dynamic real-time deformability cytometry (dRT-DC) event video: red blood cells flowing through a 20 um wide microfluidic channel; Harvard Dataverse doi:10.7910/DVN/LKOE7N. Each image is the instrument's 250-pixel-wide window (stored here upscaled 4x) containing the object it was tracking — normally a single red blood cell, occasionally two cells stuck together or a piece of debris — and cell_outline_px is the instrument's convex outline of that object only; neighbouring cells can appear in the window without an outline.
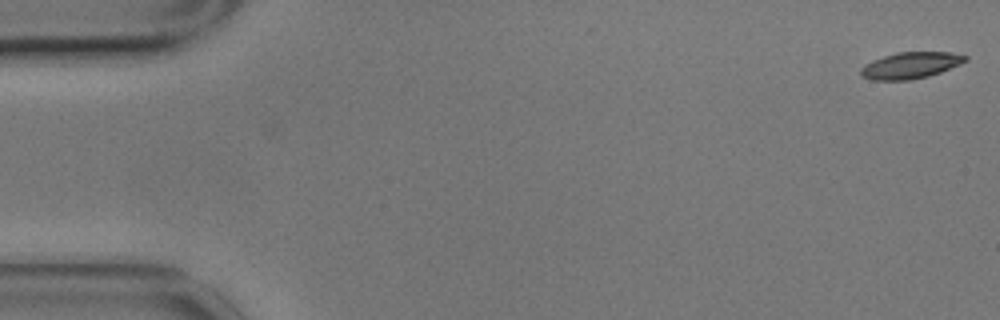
{"species": "common noctule bat (a hibernating species)", "species_latin": "Nyctalus noctula", "temperature_condition": "cold", "stored_images_in_passage": 57, "camera_frame_rate_fps": 3000, "um_per_image_px": 0.085, "animal": {"sex": "male", "body_mass_g": 17.9}, "frame": {"image": 1, "passage_image": 1, "time_ms": 0.0, "image_size_px": [1000, 320], "cell_outline_px": [[968, 60], [960, 64], [940, 72], [928, 76], [912, 80], [872, 80], [860, 76], [860, 68], [864, 64], [872, 60], [896, 52], [952, 52], [968, 56]], "centroid_in_image_um": [77.37, 5.55], "position_along_channel_um": 7.6, "area_um2": 16.24}}
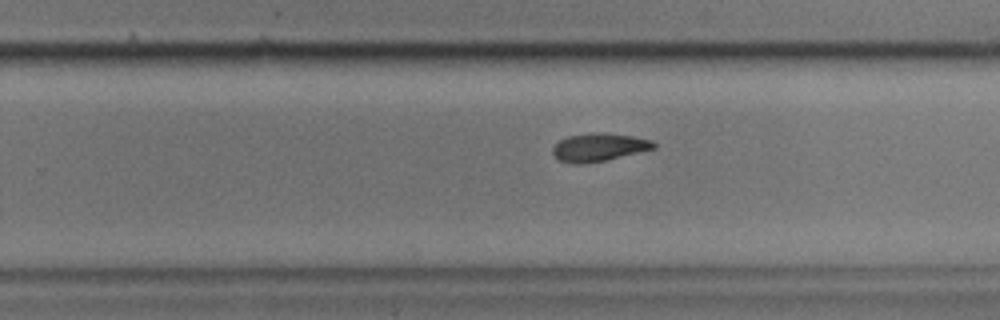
{"frame": {"image": 2, "passage_image": 36, "time_ms": 11.667, "image_size_px": [1000, 320], "cell_outline_px": [[656, 148], [604, 160], [584, 164], [572, 164], [560, 160], [552, 152], [552, 148], [560, 140], [568, 136], [592, 132], [604, 132], [632, 136], [652, 140], [656, 144]], "centroid_in_image_um": [50.9, 12.5], "position_along_channel_um": 278.9, "area_um2": 16.42}}
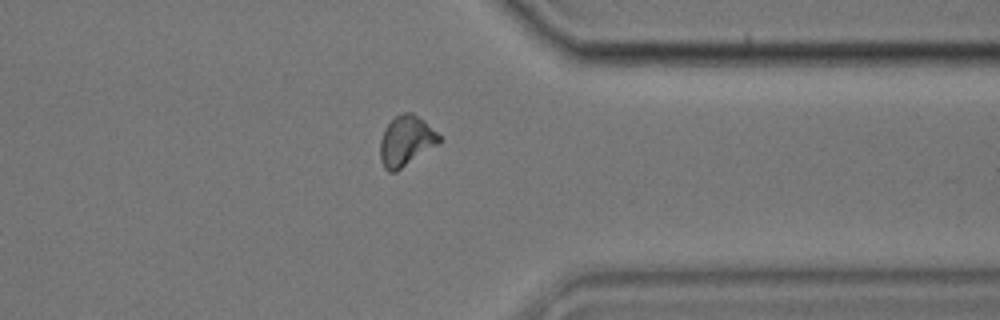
{"frame": {"image": 3, "passage_image": 45, "time_ms": 14.667, "image_size_px": [1000, 320], "cell_outline_px": [[440, 140], [436, 144], [396, 172], [388, 172], [384, 168], [380, 160], [380, 140], [384, 128], [396, 116], [404, 112], [412, 112], [424, 120], [440, 136]], "centroid_in_image_um": [34.47, 11.98], "position_along_channel_um": 376.9, "area_um2": 16.99}, "authors_computed_cell_mechanics": {"area_um2": 16.8776, "velocity_mm_per_s": 3.4669, "shape_relaxation_time_tau1_ms": 4.4773, "shape_relaxation_time_tau2_ms": 7.6236, "deformation_change_tau1": 0.1323, "deformation_change_tau2": 0.1383}}